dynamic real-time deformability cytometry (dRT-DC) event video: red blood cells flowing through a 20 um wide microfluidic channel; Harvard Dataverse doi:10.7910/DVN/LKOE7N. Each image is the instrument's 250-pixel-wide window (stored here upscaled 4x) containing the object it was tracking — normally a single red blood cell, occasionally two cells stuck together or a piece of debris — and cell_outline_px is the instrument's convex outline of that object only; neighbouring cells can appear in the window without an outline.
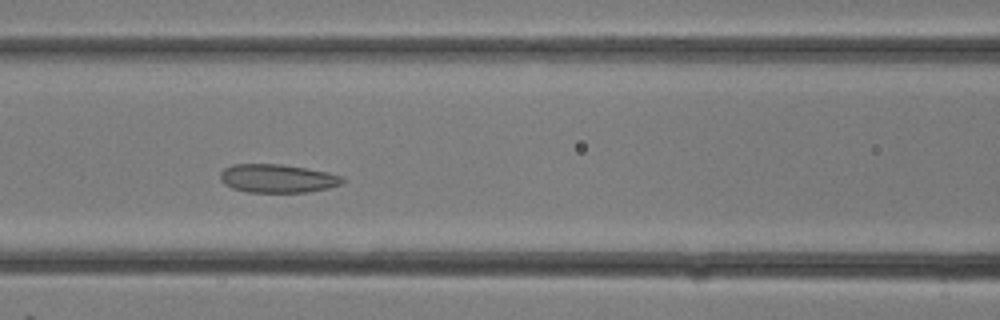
{"species": "common noctule bat (a hibernating species)", "species_latin": "Nyctalus noctula", "temperature_condition": "room temperature", "stored_images_in_passage": 22, "camera_frame_rate_fps": 3000, "um_per_image_px": 0.085, "animal": {"sex": "female"}, "frame": {"image": 1, "passage_image": 6, "time_ms": 1.667, "image_size_px": [1000, 320], "cell_outline_px": [[344, 180], [340, 184], [328, 188], [308, 192], [248, 192], [232, 188], [224, 184], [220, 180], [220, 172], [224, 168], [232, 164], [280, 164], [328, 172], [344, 176]], "centroid_in_image_um": [23.56, 15.16], "position_along_channel_um": 143.0, "area_um2": 20.29}}
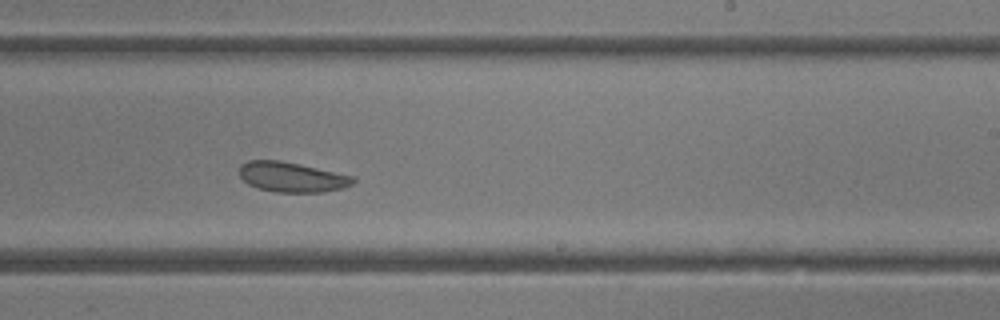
{"frame": {"image": 2, "passage_image": 11, "time_ms": 3.333, "image_size_px": [1000, 320], "cell_outline_px": [[356, 180], [352, 184], [340, 188], [320, 192], [276, 192], [256, 188], [248, 184], [240, 176], [240, 164], [248, 160], [280, 160], [300, 164], [352, 176]], "centroid_in_image_um": [24.75, 15.04], "position_along_channel_um": 264.2, "area_um2": 19.71}}
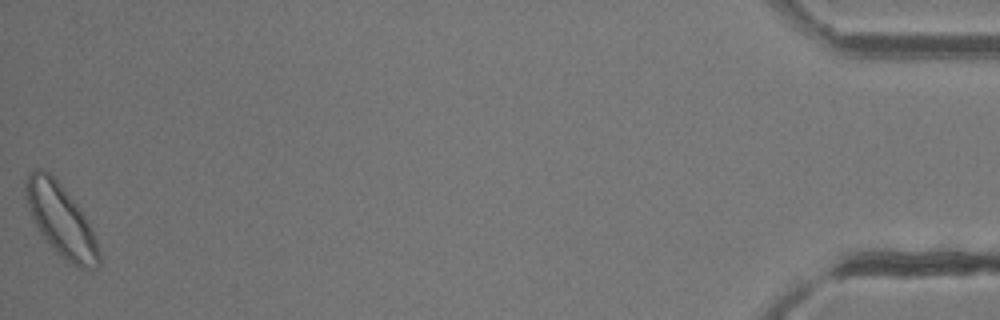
{"frame": {"image": 3, "passage_image": 22, "time_ms": 7.0, "image_size_px": [1000, 320], "cell_outline_px": [[100, 264], [96, 268], [80, 268], [72, 264], [56, 252], [36, 228], [28, 208], [24, 192], [24, 180], [28, 172], [36, 168], [44, 168], [64, 188], [80, 208], [92, 228], [100, 252]], "centroid_in_image_um": [5.15, 18.69], "position_along_channel_um": 430.0, "area_um2": 30.92}}